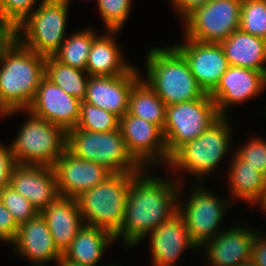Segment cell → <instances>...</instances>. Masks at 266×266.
<instances>
[{"label": "cell", "instance_id": "cell-30", "mask_svg": "<svg viewBox=\"0 0 266 266\" xmlns=\"http://www.w3.org/2000/svg\"><path fill=\"white\" fill-rule=\"evenodd\" d=\"M119 123L120 118L117 115L81 100L77 129L98 133L111 132L119 128Z\"/></svg>", "mask_w": 266, "mask_h": 266}, {"label": "cell", "instance_id": "cell-29", "mask_svg": "<svg viewBox=\"0 0 266 266\" xmlns=\"http://www.w3.org/2000/svg\"><path fill=\"white\" fill-rule=\"evenodd\" d=\"M96 36L90 29L72 34L66 38L53 57L63 64L86 71L88 55Z\"/></svg>", "mask_w": 266, "mask_h": 266}, {"label": "cell", "instance_id": "cell-11", "mask_svg": "<svg viewBox=\"0 0 266 266\" xmlns=\"http://www.w3.org/2000/svg\"><path fill=\"white\" fill-rule=\"evenodd\" d=\"M119 129L128 152L143 169L156 159L169 164L163 132L157 125L126 113L120 118Z\"/></svg>", "mask_w": 266, "mask_h": 266}, {"label": "cell", "instance_id": "cell-42", "mask_svg": "<svg viewBox=\"0 0 266 266\" xmlns=\"http://www.w3.org/2000/svg\"><path fill=\"white\" fill-rule=\"evenodd\" d=\"M237 266H257V265L252 259H250V260L240 263Z\"/></svg>", "mask_w": 266, "mask_h": 266}, {"label": "cell", "instance_id": "cell-18", "mask_svg": "<svg viewBox=\"0 0 266 266\" xmlns=\"http://www.w3.org/2000/svg\"><path fill=\"white\" fill-rule=\"evenodd\" d=\"M10 186L40 212L58 197L57 178L52 166L16 164Z\"/></svg>", "mask_w": 266, "mask_h": 266}, {"label": "cell", "instance_id": "cell-10", "mask_svg": "<svg viewBox=\"0 0 266 266\" xmlns=\"http://www.w3.org/2000/svg\"><path fill=\"white\" fill-rule=\"evenodd\" d=\"M242 0H210L186 19L185 38L220 43L239 29Z\"/></svg>", "mask_w": 266, "mask_h": 266}, {"label": "cell", "instance_id": "cell-31", "mask_svg": "<svg viewBox=\"0 0 266 266\" xmlns=\"http://www.w3.org/2000/svg\"><path fill=\"white\" fill-rule=\"evenodd\" d=\"M239 29L266 40V0H242Z\"/></svg>", "mask_w": 266, "mask_h": 266}, {"label": "cell", "instance_id": "cell-32", "mask_svg": "<svg viewBox=\"0 0 266 266\" xmlns=\"http://www.w3.org/2000/svg\"><path fill=\"white\" fill-rule=\"evenodd\" d=\"M0 201L12 214L13 219L18 225L27 222L40 213L28 199L19 194L11 186L0 190Z\"/></svg>", "mask_w": 266, "mask_h": 266}, {"label": "cell", "instance_id": "cell-27", "mask_svg": "<svg viewBox=\"0 0 266 266\" xmlns=\"http://www.w3.org/2000/svg\"><path fill=\"white\" fill-rule=\"evenodd\" d=\"M166 105L151 89L139 80L132 88L129 96L128 114L144 119L163 130L166 120Z\"/></svg>", "mask_w": 266, "mask_h": 266}, {"label": "cell", "instance_id": "cell-5", "mask_svg": "<svg viewBox=\"0 0 266 266\" xmlns=\"http://www.w3.org/2000/svg\"><path fill=\"white\" fill-rule=\"evenodd\" d=\"M66 149L78 158L104 166L111 173L143 170L128 152L119 128L100 133L72 128L67 131Z\"/></svg>", "mask_w": 266, "mask_h": 266}, {"label": "cell", "instance_id": "cell-21", "mask_svg": "<svg viewBox=\"0 0 266 266\" xmlns=\"http://www.w3.org/2000/svg\"><path fill=\"white\" fill-rule=\"evenodd\" d=\"M257 232L234 227L206 241L207 256L213 266H237L251 259L252 245Z\"/></svg>", "mask_w": 266, "mask_h": 266}, {"label": "cell", "instance_id": "cell-14", "mask_svg": "<svg viewBox=\"0 0 266 266\" xmlns=\"http://www.w3.org/2000/svg\"><path fill=\"white\" fill-rule=\"evenodd\" d=\"M59 196L76 199L112 173L104 166L78 158L67 149L53 166Z\"/></svg>", "mask_w": 266, "mask_h": 266}, {"label": "cell", "instance_id": "cell-20", "mask_svg": "<svg viewBox=\"0 0 266 266\" xmlns=\"http://www.w3.org/2000/svg\"><path fill=\"white\" fill-rule=\"evenodd\" d=\"M20 256H26L38 265L62 256L56 247L45 219L39 213L36 217L22 223L18 227L15 239L11 242Z\"/></svg>", "mask_w": 266, "mask_h": 266}, {"label": "cell", "instance_id": "cell-22", "mask_svg": "<svg viewBox=\"0 0 266 266\" xmlns=\"http://www.w3.org/2000/svg\"><path fill=\"white\" fill-rule=\"evenodd\" d=\"M40 214L49 227L56 247L63 254L84 225L77 200L59 196Z\"/></svg>", "mask_w": 266, "mask_h": 266}, {"label": "cell", "instance_id": "cell-34", "mask_svg": "<svg viewBox=\"0 0 266 266\" xmlns=\"http://www.w3.org/2000/svg\"><path fill=\"white\" fill-rule=\"evenodd\" d=\"M36 1L0 0V17L17 27L30 15V11Z\"/></svg>", "mask_w": 266, "mask_h": 266}, {"label": "cell", "instance_id": "cell-12", "mask_svg": "<svg viewBox=\"0 0 266 266\" xmlns=\"http://www.w3.org/2000/svg\"><path fill=\"white\" fill-rule=\"evenodd\" d=\"M217 198L199 186L188 198L184 210L178 206L192 241L199 247L220 233L214 232L225 214L227 203Z\"/></svg>", "mask_w": 266, "mask_h": 266}, {"label": "cell", "instance_id": "cell-8", "mask_svg": "<svg viewBox=\"0 0 266 266\" xmlns=\"http://www.w3.org/2000/svg\"><path fill=\"white\" fill-rule=\"evenodd\" d=\"M67 9L68 6L60 0H42L37 9L16 27L17 40L38 55L54 56L65 41ZM20 32L23 36L19 35Z\"/></svg>", "mask_w": 266, "mask_h": 266}, {"label": "cell", "instance_id": "cell-28", "mask_svg": "<svg viewBox=\"0 0 266 266\" xmlns=\"http://www.w3.org/2000/svg\"><path fill=\"white\" fill-rule=\"evenodd\" d=\"M86 71L73 68L56 60L53 56L46 57L45 77L60 87L64 92L83 100L86 96L88 78Z\"/></svg>", "mask_w": 266, "mask_h": 266}, {"label": "cell", "instance_id": "cell-37", "mask_svg": "<svg viewBox=\"0 0 266 266\" xmlns=\"http://www.w3.org/2000/svg\"><path fill=\"white\" fill-rule=\"evenodd\" d=\"M19 225L13 219L12 214L4 207L0 201V240L12 242L18 232Z\"/></svg>", "mask_w": 266, "mask_h": 266}, {"label": "cell", "instance_id": "cell-36", "mask_svg": "<svg viewBox=\"0 0 266 266\" xmlns=\"http://www.w3.org/2000/svg\"><path fill=\"white\" fill-rule=\"evenodd\" d=\"M16 164L11 146L5 147L0 143V190L10 186L12 170Z\"/></svg>", "mask_w": 266, "mask_h": 266}, {"label": "cell", "instance_id": "cell-40", "mask_svg": "<svg viewBox=\"0 0 266 266\" xmlns=\"http://www.w3.org/2000/svg\"><path fill=\"white\" fill-rule=\"evenodd\" d=\"M210 0H172L175 7L180 10V14L185 18L196 8L205 5Z\"/></svg>", "mask_w": 266, "mask_h": 266}, {"label": "cell", "instance_id": "cell-9", "mask_svg": "<svg viewBox=\"0 0 266 266\" xmlns=\"http://www.w3.org/2000/svg\"><path fill=\"white\" fill-rule=\"evenodd\" d=\"M221 116L196 139L182 145L169 160L170 166L186 169L197 177L213 171L230 146V126Z\"/></svg>", "mask_w": 266, "mask_h": 266}, {"label": "cell", "instance_id": "cell-33", "mask_svg": "<svg viewBox=\"0 0 266 266\" xmlns=\"http://www.w3.org/2000/svg\"><path fill=\"white\" fill-rule=\"evenodd\" d=\"M131 0H99L98 7L108 30H120L131 6Z\"/></svg>", "mask_w": 266, "mask_h": 266}, {"label": "cell", "instance_id": "cell-41", "mask_svg": "<svg viewBox=\"0 0 266 266\" xmlns=\"http://www.w3.org/2000/svg\"><path fill=\"white\" fill-rule=\"evenodd\" d=\"M58 263L60 266H84L69 259H66L63 255L59 258Z\"/></svg>", "mask_w": 266, "mask_h": 266}, {"label": "cell", "instance_id": "cell-2", "mask_svg": "<svg viewBox=\"0 0 266 266\" xmlns=\"http://www.w3.org/2000/svg\"><path fill=\"white\" fill-rule=\"evenodd\" d=\"M46 57L17 39L0 58V111L4 115L29 108L45 77Z\"/></svg>", "mask_w": 266, "mask_h": 266}, {"label": "cell", "instance_id": "cell-17", "mask_svg": "<svg viewBox=\"0 0 266 266\" xmlns=\"http://www.w3.org/2000/svg\"><path fill=\"white\" fill-rule=\"evenodd\" d=\"M265 85L266 75L263 72L229 65L209 96L216 104L218 113L225 116L228 105L256 96Z\"/></svg>", "mask_w": 266, "mask_h": 266}, {"label": "cell", "instance_id": "cell-44", "mask_svg": "<svg viewBox=\"0 0 266 266\" xmlns=\"http://www.w3.org/2000/svg\"><path fill=\"white\" fill-rule=\"evenodd\" d=\"M261 207L265 210L266 209V199L264 201V203L261 205Z\"/></svg>", "mask_w": 266, "mask_h": 266}, {"label": "cell", "instance_id": "cell-39", "mask_svg": "<svg viewBox=\"0 0 266 266\" xmlns=\"http://www.w3.org/2000/svg\"><path fill=\"white\" fill-rule=\"evenodd\" d=\"M258 234L254 237L251 259L257 266H266V238L263 240Z\"/></svg>", "mask_w": 266, "mask_h": 266}, {"label": "cell", "instance_id": "cell-15", "mask_svg": "<svg viewBox=\"0 0 266 266\" xmlns=\"http://www.w3.org/2000/svg\"><path fill=\"white\" fill-rule=\"evenodd\" d=\"M184 45L174 46L187 61L198 85L210 93L219 83L229 64L220 43H203L186 39Z\"/></svg>", "mask_w": 266, "mask_h": 266}, {"label": "cell", "instance_id": "cell-1", "mask_svg": "<svg viewBox=\"0 0 266 266\" xmlns=\"http://www.w3.org/2000/svg\"><path fill=\"white\" fill-rule=\"evenodd\" d=\"M142 172L143 170L138 172L131 180L124 222L120 231L114 236V238L120 235L124 237L128 246L139 243L138 241L148 233L178 212L179 204L176 203L179 195L178 182L176 184L148 175L143 176L145 174Z\"/></svg>", "mask_w": 266, "mask_h": 266}, {"label": "cell", "instance_id": "cell-7", "mask_svg": "<svg viewBox=\"0 0 266 266\" xmlns=\"http://www.w3.org/2000/svg\"><path fill=\"white\" fill-rule=\"evenodd\" d=\"M30 116L11 144L15 161L53 167L66 150L67 132L45 119Z\"/></svg>", "mask_w": 266, "mask_h": 266}, {"label": "cell", "instance_id": "cell-35", "mask_svg": "<svg viewBox=\"0 0 266 266\" xmlns=\"http://www.w3.org/2000/svg\"><path fill=\"white\" fill-rule=\"evenodd\" d=\"M236 154L248 165L257 168V171L266 176V142L261 139H252Z\"/></svg>", "mask_w": 266, "mask_h": 266}, {"label": "cell", "instance_id": "cell-24", "mask_svg": "<svg viewBox=\"0 0 266 266\" xmlns=\"http://www.w3.org/2000/svg\"><path fill=\"white\" fill-rule=\"evenodd\" d=\"M108 36H96L88 55L86 72L89 76H117L128 73L133 67L121 60L122 55L114 37L118 30H109Z\"/></svg>", "mask_w": 266, "mask_h": 266}, {"label": "cell", "instance_id": "cell-13", "mask_svg": "<svg viewBox=\"0 0 266 266\" xmlns=\"http://www.w3.org/2000/svg\"><path fill=\"white\" fill-rule=\"evenodd\" d=\"M81 100L67 94L44 77L33 102L27 109L30 114L58 125L66 132L77 126Z\"/></svg>", "mask_w": 266, "mask_h": 266}, {"label": "cell", "instance_id": "cell-3", "mask_svg": "<svg viewBox=\"0 0 266 266\" xmlns=\"http://www.w3.org/2000/svg\"><path fill=\"white\" fill-rule=\"evenodd\" d=\"M146 60V83L166 106L196 100L205 94L175 47L153 48Z\"/></svg>", "mask_w": 266, "mask_h": 266}, {"label": "cell", "instance_id": "cell-23", "mask_svg": "<svg viewBox=\"0 0 266 266\" xmlns=\"http://www.w3.org/2000/svg\"><path fill=\"white\" fill-rule=\"evenodd\" d=\"M220 45L229 65L250 68L266 75L263 65L266 62V40L238 29Z\"/></svg>", "mask_w": 266, "mask_h": 266}, {"label": "cell", "instance_id": "cell-26", "mask_svg": "<svg viewBox=\"0 0 266 266\" xmlns=\"http://www.w3.org/2000/svg\"><path fill=\"white\" fill-rule=\"evenodd\" d=\"M229 172L232 196L262 205L266 199V176L248 165L236 153Z\"/></svg>", "mask_w": 266, "mask_h": 266}, {"label": "cell", "instance_id": "cell-6", "mask_svg": "<svg viewBox=\"0 0 266 266\" xmlns=\"http://www.w3.org/2000/svg\"><path fill=\"white\" fill-rule=\"evenodd\" d=\"M220 117L208 93L196 100L167 106L162 132L168 156L171 157L182 145L199 137Z\"/></svg>", "mask_w": 266, "mask_h": 266}, {"label": "cell", "instance_id": "cell-19", "mask_svg": "<svg viewBox=\"0 0 266 266\" xmlns=\"http://www.w3.org/2000/svg\"><path fill=\"white\" fill-rule=\"evenodd\" d=\"M154 266H173L189 247H198L191 239L183 217L177 212L151 233Z\"/></svg>", "mask_w": 266, "mask_h": 266}, {"label": "cell", "instance_id": "cell-38", "mask_svg": "<svg viewBox=\"0 0 266 266\" xmlns=\"http://www.w3.org/2000/svg\"><path fill=\"white\" fill-rule=\"evenodd\" d=\"M17 28L7 20L0 17V58L5 51L16 41Z\"/></svg>", "mask_w": 266, "mask_h": 266}, {"label": "cell", "instance_id": "cell-16", "mask_svg": "<svg viewBox=\"0 0 266 266\" xmlns=\"http://www.w3.org/2000/svg\"><path fill=\"white\" fill-rule=\"evenodd\" d=\"M132 68L117 76H89L86 96L83 101L105 109L119 118L128 113L129 96L133 86L140 80Z\"/></svg>", "mask_w": 266, "mask_h": 266}, {"label": "cell", "instance_id": "cell-4", "mask_svg": "<svg viewBox=\"0 0 266 266\" xmlns=\"http://www.w3.org/2000/svg\"><path fill=\"white\" fill-rule=\"evenodd\" d=\"M137 173H112L103 182L76 198L84 225L97 227L115 236L124 222L132 178Z\"/></svg>", "mask_w": 266, "mask_h": 266}, {"label": "cell", "instance_id": "cell-25", "mask_svg": "<svg viewBox=\"0 0 266 266\" xmlns=\"http://www.w3.org/2000/svg\"><path fill=\"white\" fill-rule=\"evenodd\" d=\"M114 240V236L106 230L83 225L62 255L81 265L95 266L102 258L109 241Z\"/></svg>", "mask_w": 266, "mask_h": 266}, {"label": "cell", "instance_id": "cell-43", "mask_svg": "<svg viewBox=\"0 0 266 266\" xmlns=\"http://www.w3.org/2000/svg\"><path fill=\"white\" fill-rule=\"evenodd\" d=\"M60 1H62L63 3H65V4L68 6L70 0H60ZM98 1H99V0H97V2H98Z\"/></svg>", "mask_w": 266, "mask_h": 266}]
</instances>
